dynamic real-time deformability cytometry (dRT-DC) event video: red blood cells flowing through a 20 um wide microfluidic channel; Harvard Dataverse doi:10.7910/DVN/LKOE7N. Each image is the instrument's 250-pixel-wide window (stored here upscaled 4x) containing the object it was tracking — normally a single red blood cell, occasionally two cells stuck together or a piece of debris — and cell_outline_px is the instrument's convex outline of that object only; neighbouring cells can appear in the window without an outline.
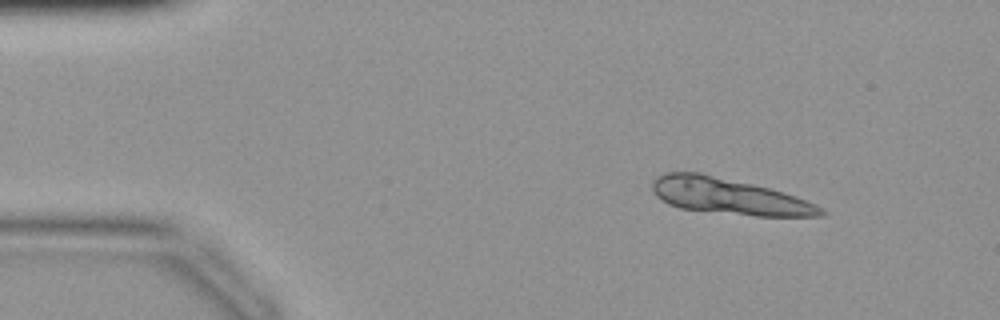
{"species": "common noctule bat (a hibernating species)", "species_latin": "Nyctalus noctula", "temperature_condition": "warm", "stored_images_in_passage": 41, "camera_frame_rate_fps": 3000, "um_per_image_px": 0.085, "animal": {"sex": "female", "body_mass_g": 19.9}, "frame": {"image": 1, "passage_image": 4, "time_ms": 1.0, "image_size_px": [1000, 320], "cell_outline_px": [[828, 212], [824, 216], [756, 216], [680, 208], [668, 204], [656, 196], [652, 192], [652, 180], [656, 176], [664, 172], [700, 172], [752, 184], [784, 192], [796, 196], [816, 204], [824, 208]], "centroid_in_image_um": [61.95, 16.68], "position_along_channel_um": 23.0, "area_um2": 35.55}}
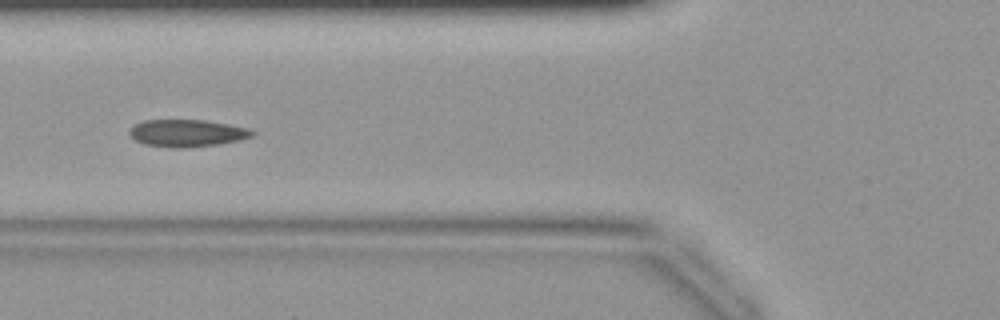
{"frame": {"image": 2, "passage_image": 15, "time_ms": 4.667, "image_size_px": [1000, 320], "cell_outline_px": [[256, 132], [252, 136], [240, 140], [216, 144], [184, 148], [176, 148], [144, 144], [136, 140], [128, 132], [136, 124], [144, 120], [204, 120], [228, 124], [248, 128]], "centroid_in_image_um": [15.92, 11.31], "position_along_channel_um": 109.9, "area_um2": 19.25}}
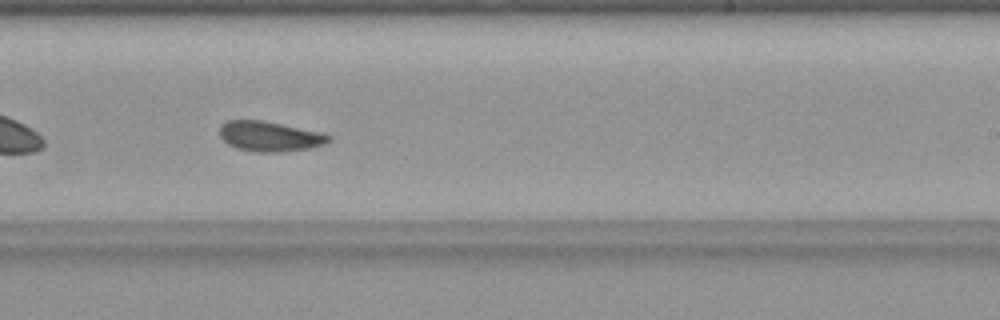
{"frame": {"image": 3, "passage_image": 25, "time_ms": 8.0, "image_size_px": [1000, 320], "cell_outline_px": [[332, 140], [324, 144], [308, 148], [280, 152], [256, 152], [236, 148], [228, 144], [220, 136], [220, 124], [228, 120], [264, 120], [324, 132], [332, 136]], "centroid_in_image_um": [22.95, 11.58], "position_along_channel_um": 266.0, "area_um2": 19.36}}